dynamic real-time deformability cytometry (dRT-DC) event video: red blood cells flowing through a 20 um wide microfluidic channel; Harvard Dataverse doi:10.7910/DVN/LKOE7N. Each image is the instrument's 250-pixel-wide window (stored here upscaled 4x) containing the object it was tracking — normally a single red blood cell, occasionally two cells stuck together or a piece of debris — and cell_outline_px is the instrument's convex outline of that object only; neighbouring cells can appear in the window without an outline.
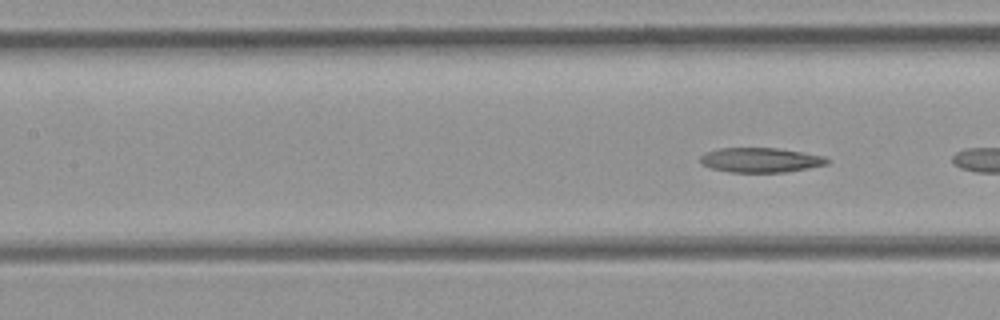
{"species": "common noctule bat (a hibernating species)", "species_latin": "Nyctalus noctula", "temperature_condition": "room temperature", "stored_images_in_passage": 7, "segment_of_instrument_passage": [2, 2], "camera_frame_rate_fps": 3000, "um_per_image_px": 0.085, "animal": {"sex": "female", "body_mass_g": 21.9}, "frame": {"image": 1, "passage_image": 7, "time_ms": 2.0, "image_size_px": [1000, 320], "cell_outline_px": [[832, 160], [828, 164], [808, 168], [784, 172], [732, 172], [712, 168], [700, 164], [700, 156], [704, 152], [720, 148], [776, 148], [824, 156]], "centroid_in_image_um": [64.64, 13.6], "position_along_channel_um": 142.8, "area_um2": 18.21}}